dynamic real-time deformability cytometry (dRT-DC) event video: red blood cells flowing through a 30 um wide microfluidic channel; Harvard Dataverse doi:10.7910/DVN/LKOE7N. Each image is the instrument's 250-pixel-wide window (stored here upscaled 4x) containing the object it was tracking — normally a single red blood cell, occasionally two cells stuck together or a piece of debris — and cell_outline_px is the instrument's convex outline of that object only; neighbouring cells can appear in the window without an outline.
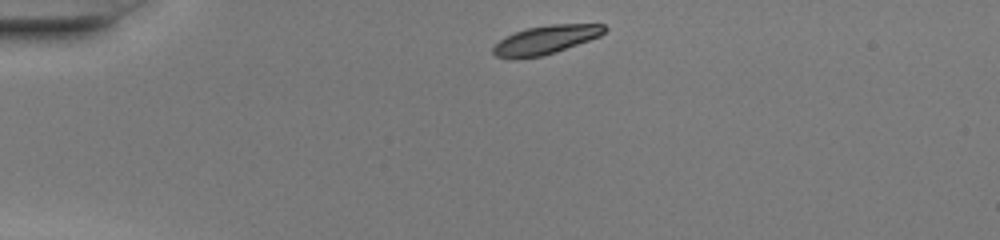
{"species": "common noctule bat (a hibernating species)", "species_latin": "Nyctalus noctula", "temperature_condition": "warm", "stored_images_in_passage": 39, "camera_frame_rate_fps": 3000, "um_per_image_px": 0.085, "animal": {"sex": "female", "body_mass_g": 20.0, "forearm_length_mm": 54.0}, "frame": {"image": 1, "passage_image": 1, "time_ms": 0.0, "image_size_px": [1000, 240], "cell_outline_px": [[608, 28], [600, 36], [556, 52], [544, 56], [516, 60], [512, 60], [496, 56], [492, 52], [492, 48], [504, 36], [528, 28], [552, 24], [604, 24]], "centroid_in_image_um": [46.35, 3.41], "position_along_channel_um": 38.6, "area_um2": 18.79}}
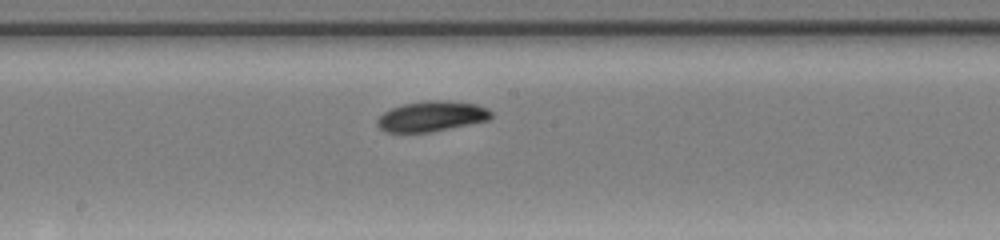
{"frame": {"image": 2, "passage_image": 17, "time_ms": 5.333, "image_size_px": [1000, 240], "cell_outline_px": [[492, 116], [488, 120], [428, 132], [384, 132], [376, 124], [376, 120], [384, 112], [392, 108], [404, 104], [428, 100], [444, 100], [476, 104], [488, 108], [492, 112]], "centroid_in_image_um": [36.67, 9.88], "position_along_channel_um": 211.5, "area_um2": 19.94}}
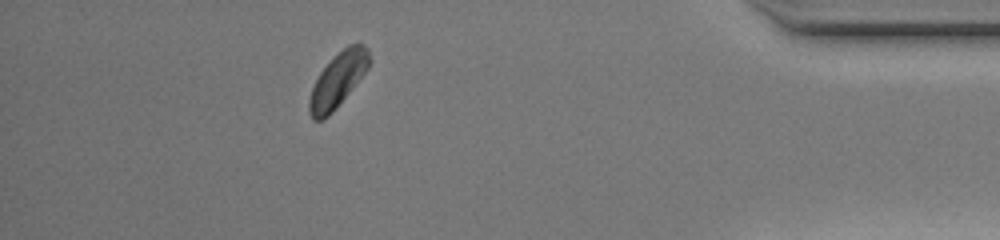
{"frame": {"image": 3, "passage_image": 34, "time_ms": 11.0, "image_size_px": [1000, 240], "cell_outline_px": [[372, 60], [368, 68], [332, 112], [324, 120], [312, 120], [308, 112], [308, 100], [312, 88], [320, 72], [348, 44], [364, 44], [368, 48]], "centroid_in_image_um": [28.71, 6.81], "position_along_channel_um": 406.5, "area_um2": 18.67}, "authors_computed_cell_mechanics": {"area_um2": 19.2474, "velocity_mm_per_s": 4.1661, "shape_relaxation_time_tau1_ms": 1.0997, "shape_relaxation_time_tau2_ms": 3.3522, "deformation_change_tau1": 0.0991, "deformation_change_tau2": 0.0611}}